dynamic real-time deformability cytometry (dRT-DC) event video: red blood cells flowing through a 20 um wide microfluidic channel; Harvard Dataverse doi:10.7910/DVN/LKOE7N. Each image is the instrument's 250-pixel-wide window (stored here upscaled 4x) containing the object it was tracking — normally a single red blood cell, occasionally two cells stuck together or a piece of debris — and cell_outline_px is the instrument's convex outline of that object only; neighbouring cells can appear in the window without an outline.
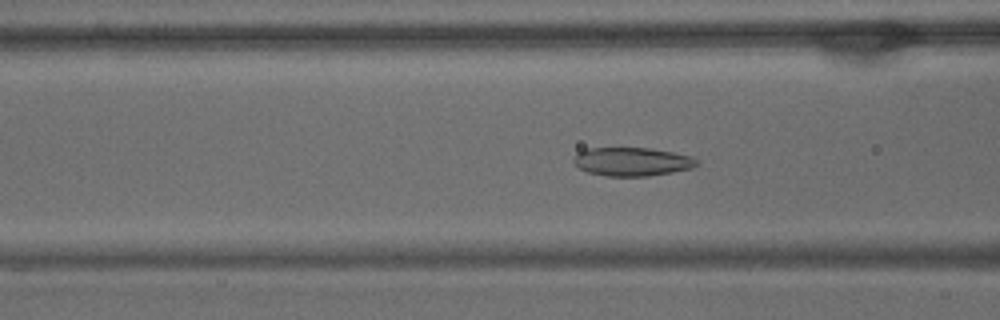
{"species": "common noctule bat (a hibernating species)", "species_latin": "Nyctalus noctula", "temperature_condition": "warm", "stored_images_in_passage": 57, "camera_frame_rate_fps": 3000, "um_per_image_px": 0.085, "animal": {"sex": "male", "body_mass_g": 15.6}, "frame": {"image": 1, "passage_image": 22, "time_ms": 7.0, "image_size_px": [1000, 320], "cell_outline_px": [[700, 164], [692, 168], [672, 172], [648, 176], [608, 176], [588, 172], [580, 168], [572, 160], [580, 152], [588, 148], [648, 148], [672, 152], [692, 156]], "centroid_in_image_um": [53.76, 13.74], "position_along_channel_um": 112.8, "area_um2": 20.29}}
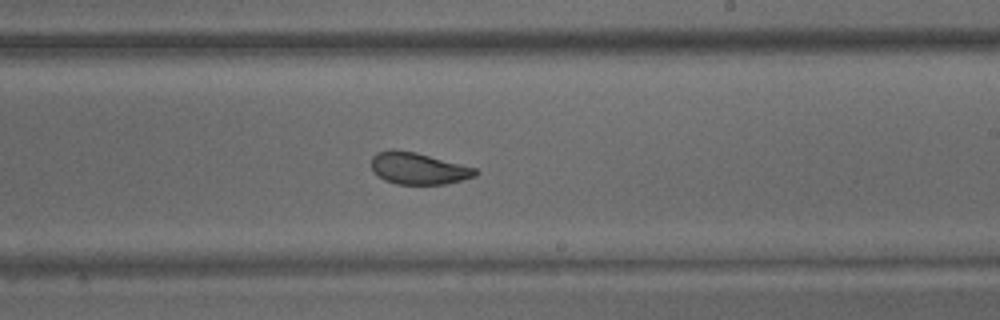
{"frame": {"image": 2, "passage_image": 34, "time_ms": 11.0, "image_size_px": [1000, 320], "cell_outline_px": [[480, 172], [476, 176], [444, 184], [396, 184], [384, 180], [372, 168], [372, 156], [376, 152], [416, 152], [476, 168]], "centroid_in_image_um": [35.62, 14.35], "position_along_channel_um": 253.4, "area_um2": 18.67}}
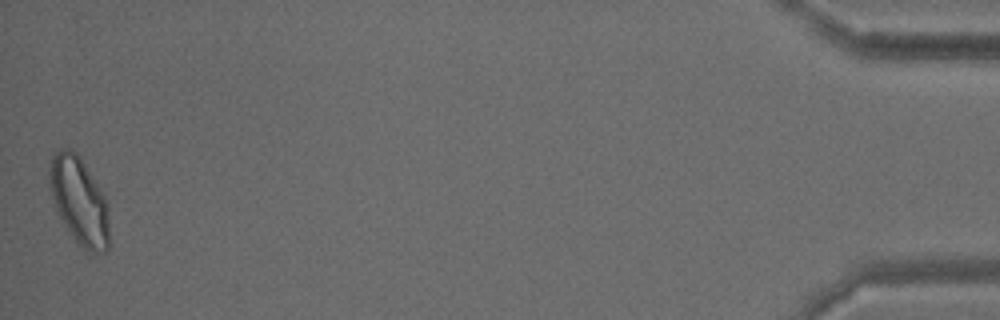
{"frame": {"image": 3, "passage_image": 57, "time_ms": 18.667, "image_size_px": [1000, 320], "cell_outline_px": [[108, 248], [104, 252], [84, 252], [80, 248], [72, 236], [60, 216], [56, 208], [52, 196], [48, 172], [52, 156], [60, 148], [68, 148], [76, 152], [80, 156], [104, 196], [108, 204]], "centroid_in_image_um": [6.73, 17.08], "position_along_channel_um": 428.5, "area_um2": 30.23}, "authors_computed_cell_mechanics": {"area_um2": 22.4264, "velocity_mm_per_s": 3.5154, "shape_relaxation_time_tau1_ms": 4.071, "shape_relaxation_time_tau2_ms": 1.0662, "deformation_change_tau1": 0.1192, "deformation_change_tau2": 0.0603}}